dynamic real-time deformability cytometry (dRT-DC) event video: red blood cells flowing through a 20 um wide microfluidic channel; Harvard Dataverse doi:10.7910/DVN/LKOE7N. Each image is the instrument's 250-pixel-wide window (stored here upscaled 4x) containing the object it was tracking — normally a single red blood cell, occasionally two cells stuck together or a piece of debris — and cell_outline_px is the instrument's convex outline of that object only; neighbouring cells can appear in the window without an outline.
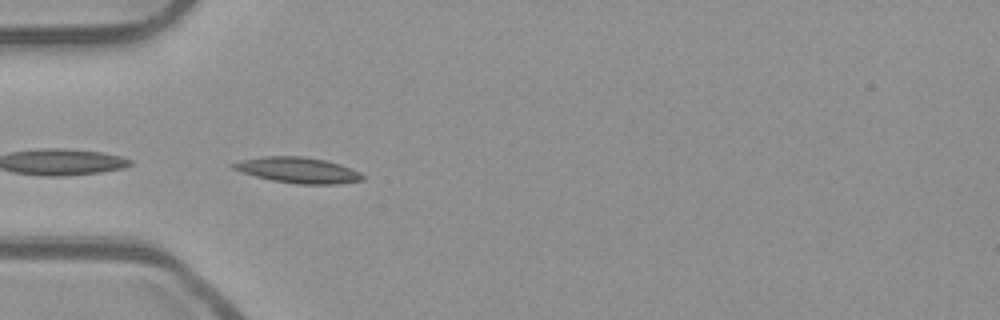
{"species": "common noctule bat (a hibernating species)", "species_latin": "Nyctalus noctula", "temperature_condition": "room temperature", "stored_images_in_passage": 5, "camera_frame_rate_fps": 3000, "um_per_image_px": 0.085, "animal": {"sex": "male", "body_mass_g": 23.1, "forearm_length_mm": 52.7}, "frame": {"image": 1, "passage_image": 1, "time_ms": 0.0, "image_size_px": [1000, 320], "cell_outline_px": [[364, 180], [336, 184], [296, 184], [272, 180], [256, 176], [232, 168], [228, 164], [244, 160], [264, 156], [300, 156], [324, 160], [340, 164], [360, 172], [364, 176]], "centroid_in_image_um": [25.35, 14.47], "position_along_channel_um": 59.7, "area_um2": 19.19}}